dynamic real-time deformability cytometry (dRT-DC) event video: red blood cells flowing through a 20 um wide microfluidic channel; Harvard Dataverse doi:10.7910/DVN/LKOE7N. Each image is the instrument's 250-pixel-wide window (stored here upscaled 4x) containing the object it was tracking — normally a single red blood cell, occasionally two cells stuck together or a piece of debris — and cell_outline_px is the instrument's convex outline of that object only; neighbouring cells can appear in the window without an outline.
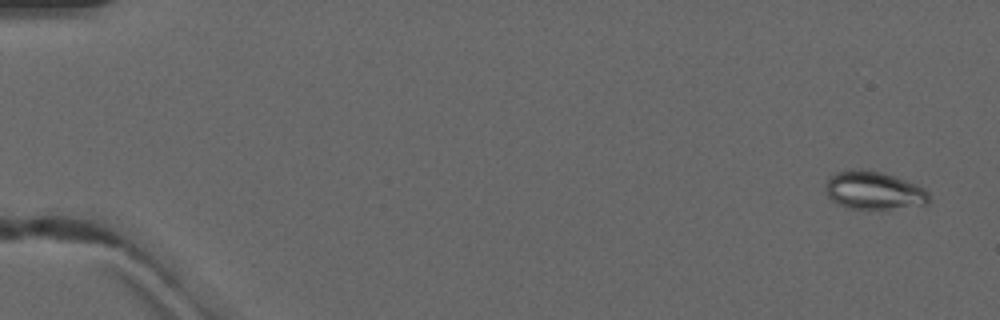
{"species": "common noctule bat (a hibernating species)", "species_latin": "Nyctalus noctula", "temperature_condition": "warm", "stored_images_in_passage": 3, "camera_frame_rate_fps": 3000, "um_per_image_px": 0.085, "animal": {"sex": "male", "forearm_length_mm": 52.5}, "frame": {"image": 1, "passage_image": 1, "time_ms": 0.0, "image_size_px": [1000, 320], "cell_outline_px": [[928, 204], [888, 208], [848, 208], [836, 204], [828, 196], [824, 188], [828, 176], [836, 172], [848, 168], [868, 168], [896, 176], [916, 184], [924, 188], [928, 192]], "centroid_in_image_um": [74.2, 16.14], "position_along_channel_um": 10.8, "area_um2": 23.24}}